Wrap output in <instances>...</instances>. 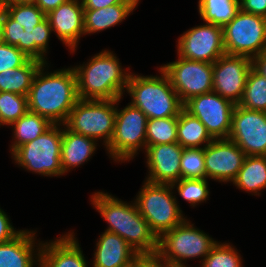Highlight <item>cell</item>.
I'll list each match as a JSON object with an SVG mask.
<instances>
[{
	"instance_id": "obj_11",
	"label": "cell",
	"mask_w": 266,
	"mask_h": 267,
	"mask_svg": "<svg viewBox=\"0 0 266 267\" xmlns=\"http://www.w3.org/2000/svg\"><path fill=\"white\" fill-rule=\"evenodd\" d=\"M184 104L190 98L213 89V63L192 61L177 56L175 61L159 66Z\"/></svg>"
},
{
	"instance_id": "obj_26",
	"label": "cell",
	"mask_w": 266,
	"mask_h": 267,
	"mask_svg": "<svg viewBox=\"0 0 266 267\" xmlns=\"http://www.w3.org/2000/svg\"><path fill=\"white\" fill-rule=\"evenodd\" d=\"M214 138L204 124L184 108L178 115L177 142L183 148H204Z\"/></svg>"
},
{
	"instance_id": "obj_6",
	"label": "cell",
	"mask_w": 266,
	"mask_h": 267,
	"mask_svg": "<svg viewBox=\"0 0 266 267\" xmlns=\"http://www.w3.org/2000/svg\"><path fill=\"white\" fill-rule=\"evenodd\" d=\"M217 243L212 236L186 219L159 238L156 255L170 267H190L187 260L197 258L201 263Z\"/></svg>"
},
{
	"instance_id": "obj_33",
	"label": "cell",
	"mask_w": 266,
	"mask_h": 267,
	"mask_svg": "<svg viewBox=\"0 0 266 267\" xmlns=\"http://www.w3.org/2000/svg\"><path fill=\"white\" fill-rule=\"evenodd\" d=\"M230 242H219L202 260L199 267H244L243 257Z\"/></svg>"
},
{
	"instance_id": "obj_43",
	"label": "cell",
	"mask_w": 266,
	"mask_h": 267,
	"mask_svg": "<svg viewBox=\"0 0 266 267\" xmlns=\"http://www.w3.org/2000/svg\"><path fill=\"white\" fill-rule=\"evenodd\" d=\"M68 0H37L36 5L47 15Z\"/></svg>"
},
{
	"instance_id": "obj_29",
	"label": "cell",
	"mask_w": 266,
	"mask_h": 267,
	"mask_svg": "<svg viewBox=\"0 0 266 267\" xmlns=\"http://www.w3.org/2000/svg\"><path fill=\"white\" fill-rule=\"evenodd\" d=\"M239 11V0H198L200 19L221 27L229 23Z\"/></svg>"
},
{
	"instance_id": "obj_12",
	"label": "cell",
	"mask_w": 266,
	"mask_h": 267,
	"mask_svg": "<svg viewBox=\"0 0 266 267\" xmlns=\"http://www.w3.org/2000/svg\"><path fill=\"white\" fill-rule=\"evenodd\" d=\"M176 42L177 55L187 60L214 63L226 53L222 27L208 22L186 30Z\"/></svg>"
},
{
	"instance_id": "obj_17",
	"label": "cell",
	"mask_w": 266,
	"mask_h": 267,
	"mask_svg": "<svg viewBox=\"0 0 266 267\" xmlns=\"http://www.w3.org/2000/svg\"><path fill=\"white\" fill-rule=\"evenodd\" d=\"M182 151L183 147L178 142L146 147L144 157L148 174L145 180L170 185L180 180Z\"/></svg>"
},
{
	"instance_id": "obj_24",
	"label": "cell",
	"mask_w": 266,
	"mask_h": 267,
	"mask_svg": "<svg viewBox=\"0 0 266 267\" xmlns=\"http://www.w3.org/2000/svg\"><path fill=\"white\" fill-rule=\"evenodd\" d=\"M232 184L251 196L260 197L266 189V156H246Z\"/></svg>"
},
{
	"instance_id": "obj_4",
	"label": "cell",
	"mask_w": 266,
	"mask_h": 267,
	"mask_svg": "<svg viewBox=\"0 0 266 267\" xmlns=\"http://www.w3.org/2000/svg\"><path fill=\"white\" fill-rule=\"evenodd\" d=\"M159 75H142L131 72L125 92L129 102L139 108L148 119L178 117L184 104L171 85L169 77L158 66Z\"/></svg>"
},
{
	"instance_id": "obj_46",
	"label": "cell",
	"mask_w": 266,
	"mask_h": 267,
	"mask_svg": "<svg viewBox=\"0 0 266 267\" xmlns=\"http://www.w3.org/2000/svg\"><path fill=\"white\" fill-rule=\"evenodd\" d=\"M37 0H2V2L17 3V4H35Z\"/></svg>"
},
{
	"instance_id": "obj_19",
	"label": "cell",
	"mask_w": 266,
	"mask_h": 267,
	"mask_svg": "<svg viewBox=\"0 0 266 267\" xmlns=\"http://www.w3.org/2000/svg\"><path fill=\"white\" fill-rule=\"evenodd\" d=\"M74 230L42 242L39 267H88Z\"/></svg>"
},
{
	"instance_id": "obj_27",
	"label": "cell",
	"mask_w": 266,
	"mask_h": 267,
	"mask_svg": "<svg viewBox=\"0 0 266 267\" xmlns=\"http://www.w3.org/2000/svg\"><path fill=\"white\" fill-rule=\"evenodd\" d=\"M52 125L47 118L28 111L9 126L13 135L11 145H9L10 154L23 144L38 138Z\"/></svg>"
},
{
	"instance_id": "obj_14",
	"label": "cell",
	"mask_w": 266,
	"mask_h": 267,
	"mask_svg": "<svg viewBox=\"0 0 266 267\" xmlns=\"http://www.w3.org/2000/svg\"><path fill=\"white\" fill-rule=\"evenodd\" d=\"M229 139L247 156H266V112L236 105Z\"/></svg>"
},
{
	"instance_id": "obj_34",
	"label": "cell",
	"mask_w": 266,
	"mask_h": 267,
	"mask_svg": "<svg viewBox=\"0 0 266 267\" xmlns=\"http://www.w3.org/2000/svg\"><path fill=\"white\" fill-rule=\"evenodd\" d=\"M28 111L27 96L12 92H0V127H9Z\"/></svg>"
},
{
	"instance_id": "obj_21",
	"label": "cell",
	"mask_w": 266,
	"mask_h": 267,
	"mask_svg": "<svg viewBox=\"0 0 266 267\" xmlns=\"http://www.w3.org/2000/svg\"><path fill=\"white\" fill-rule=\"evenodd\" d=\"M92 267H125L140 255L118 234L104 231L96 239Z\"/></svg>"
},
{
	"instance_id": "obj_39",
	"label": "cell",
	"mask_w": 266,
	"mask_h": 267,
	"mask_svg": "<svg viewBox=\"0 0 266 267\" xmlns=\"http://www.w3.org/2000/svg\"><path fill=\"white\" fill-rule=\"evenodd\" d=\"M10 216L0 207V244L10 241L17 236L22 229L14 228Z\"/></svg>"
},
{
	"instance_id": "obj_31",
	"label": "cell",
	"mask_w": 266,
	"mask_h": 267,
	"mask_svg": "<svg viewBox=\"0 0 266 267\" xmlns=\"http://www.w3.org/2000/svg\"><path fill=\"white\" fill-rule=\"evenodd\" d=\"M178 117L147 120L146 147L177 142Z\"/></svg>"
},
{
	"instance_id": "obj_13",
	"label": "cell",
	"mask_w": 266,
	"mask_h": 267,
	"mask_svg": "<svg viewBox=\"0 0 266 267\" xmlns=\"http://www.w3.org/2000/svg\"><path fill=\"white\" fill-rule=\"evenodd\" d=\"M235 106L214 91L194 96L184 103V109L198 118L214 139L229 138Z\"/></svg>"
},
{
	"instance_id": "obj_42",
	"label": "cell",
	"mask_w": 266,
	"mask_h": 267,
	"mask_svg": "<svg viewBox=\"0 0 266 267\" xmlns=\"http://www.w3.org/2000/svg\"><path fill=\"white\" fill-rule=\"evenodd\" d=\"M123 0H81L83 9H101L121 3Z\"/></svg>"
},
{
	"instance_id": "obj_20",
	"label": "cell",
	"mask_w": 266,
	"mask_h": 267,
	"mask_svg": "<svg viewBox=\"0 0 266 267\" xmlns=\"http://www.w3.org/2000/svg\"><path fill=\"white\" fill-rule=\"evenodd\" d=\"M36 233L35 229H22L13 239L1 243L0 267H39L43 241L37 239Z\"/></svg>"
},
{
	"instance_id": "obj_7",
	"label": "cell",
	"mask_w": 266,
	"mask_h": 267,
	"mask_svg": "<svg viewBox=\"0 0 266 267\" xmlns=\"http://www.w3.org/2000/svg\"><path fill=\"white\" fill-rule=\"evenodd\" d=\"M63 125L53 124L33 141L18 147L11 159L21 169L45 177H61V143Z\"/></svg>"
},
{
	"instance_id": "obj_22",
	"label": "cell",
	"mask_w": 266,
	"mask_h": 267,
	"mask_svg": "<svg viewBox=\"0 0 266 267\" xmlns=\"http://www.w3.org/2000/svg\"><path fill=\"white\" fill-rule=\"evenodd\" d=\"M61 143V166L63 174L73 171L92 159L99 143L93 138L83 136L68 130L63 125ZM98 146V147H97Z\"/></svg>"
},
{
	"instance_id": "obj_35",
	"label": "cell",
	"mask_w": 266,
	"mask_h": 267,
	"mask_svg": "<svg viewBox=\"0 0 266 267\" xmlns=\"http://www.w3.org/2000/svg\"><path fill=\"white\" fill-rule=\"evenodd\" d=\"M180 161V179L206 178L204 148H183Z\"/></svg>"
},
{
	"instance_id": "obj_37",
	"label": "cell",
	"mask_w": 266,
	"mask_h": 267,
	"mask_svg": "<svg viewBox=\"0 0 266 267\" xmlns=\"http://www.w3.org/2000/svg\"><path fill=\"white\" fill-rule=\"evenodd\" d=\"M29 59L16 46L0 43V73L22 66Z\"/></svg>"
},
{
	"instance_id": "obj_5",
	"label": "cell",
	"mask_w": 266,
	"mask_h": 267,
	"mask_svg": "<svg viewBox=\"0 0 266 267\" xmlns=\"http://www.w3.org/2000/svg\"><path fill=\"white\" fill-rule=\"evenodd\" d=\"M134 201L158 238L188 218L170 184H154L144 180Z\"/></svg>"
},
{
	"instance_id": "obj_41",
	"label": "cell",
	"mask_w": 266,
	"mask_h": 267,
	"mask_svg": "<svg viewBox=\"0 0 266 267\" xmlns=\"http://www.w3.org/2000/svg\"><path fill=\"white\" fill-rule=\"evenodd\" d=\"M136 267H170L166 262L162 261L157 255L139 256L136 259Z\"/></svg>"
},
{
	"instance_id": "obj_16",
	"label": "cell",
	"mask_w": 266,
	"mask_h": 267,
	"mask_svg": "<svg viewBox=\"0 0 266 267\" xmlns=\"http://www.w3.org/2000/svg\"><path fill=\"white\" fill-rule=\"evenodd\" d=\"M246 154L229 138L214 139L204 147L206 179L232 183Z\"/></svg>"
},
{
	"instance_id": "obj_36",
	"label": "cell",
	"mask_w": 266,
	"mask_h": 267,
	"mask_svg": "<svg viewBox=\"0 0 266 267\" xmlns=\"http://www.w3.org/2000/svg\"><path fill=\"white\" fill-rule=\"evenodd\" d=\"M3 3L6 12L24 29L34 28L46 18V14L36 4Z\"/></svg>"
},
{
	"instance_id": "obj_15",
	"label": "cell",
	"mask_w": 266,
	"mask_h": 267,
	"mask_svg": "<svg viewBox=\"0 0 266 267\" xmlns=\"http://www.w3.org/2000/svg\"><path fill=\"white\" fill-rule=\"evenodd\" d=\"M252 67V58L225 53L213 63L212 91L238 105Z\"/></svg>"
},
{
	"instance_id": "obj_2",
	"label": "cell",
	"mask_w": 266,
	"mask_h": 267,
	"mask_svg": "<svg viewBox=\"0 0 266 267\" xmlns=\"http://www.w3.org/2000/svg\"><path fill=\"white\" fill-rule=\"evenodd\" d=\"M90 195L93 208L108 224L104 231L118 234L140 256L157 254L159 238L139 213L134 200L128 203L101 190Z\"/></svg>"
},
{
	"instance_id": "obj_40",
	"label": "cell",
	"mask_w": 266,
	"mask_h": 267,
	"mask_svg": "<svg viewBox=\"0 0 266 267\" xmlns=\"http://www.w3.org/2000/svg\"><path fill=\"white\" fill-rule=\"evenodd\" d=\"M240 10L266 18V0H239Z\"/></svg>"
},
{
	"instance_id": "obj_32",
	"label": "cell",
	"mask_w": 266,
	"mask_h": 267,
	"mask_svg": "<svg viewBox=\"0 0 266 267\" xmlns=\"http://www.w3.org/2000/svg\"><path fill=\"white\" fill-rule=\"evenodd\" d=\"M174 193H178L190 207L195 208L209 200L210 189L208 179H180L171 184Z\"/></svg>"
},
{
	"instance_id": "obj_47",
	"label": "cell",
	"mask_w": 266,
	"mask_h": 267,
	"mask_svg": "<svg viewBox=\"0 0 266 267\" xmlns=\"http://www.w3.org/2000/svg\"><path fill=\"white\" fill-rule=\"evenodd\" d=\"M125 267H136V260Z\"/></svg>"
},
{
	"instance_id": "obj_30",
	"label": "cell",
	"mask_w": 266,
	"mask_h": 267,
	"mask_svg": "<svg viewBox=\"0 0 266 267\" xmlns=\"http://www.w3.org/2000/svg\"><path fill=\"white\" fill-rule=\"evenodd\" d=\"M239 106L266 112V78L253 67L249 71Z\"/></svg>"
},
{
	"instance_id": "obj_18",
	"label": "cell",
	"mask_w": 266,
	"mask_h": 267,
	"mask_svg": "<svg viewBox=\"0 0 266 267\" xmlns=\"http://www.w3.org/2000/svg\"><path fill=\"white\" fill-rule=\"evenodd\" d=\"M56 37L72 55L84 34V9L81 0H68L46 15Z\"/></svg>"
},
{
	"instance_id": "obj_3",
	"label": "cell",
	"mask_w": 266,
	"mask_h": 267,
	"mask_svg": "<svg viewBox=\"0 0 266 267\" xmlns=\"http://www.w3.org/2000/svg\"><path fill=\"white\" fill-rule=\"evenodd\" d=\"M72 67L76 74L79 99L117 100L126 94L131 66H122L114 51L101 50L82 65Z\"/></svg>"
},
{
	"instance_id": "obj_8",
	"label": "cell",
	"mask_w": 266,
	"mask_h": 267,
	"mask_svg": "<svg viewBox=\"0 0 266 267\" xmlns=\"http://www.w3.org/2000/svg\"><path fill=\"white\" fill-rule=\"evenodd\" d=\"M124 97L117 99L114 134L105 148L110 160L127 163L144 153L146 149L147 116L137 107L128 103L120 109L119 103ZM119 107V108H118Z\"/></svg>"
},
{
	"instance_id": "obj_25",
	"label": "cell",
	"mask_w": 266,
	"mask_h": 267,
	"mask_svg": "<svg viewBox=\"0 0 266 267\" xmlns=\"http://www.w3.org/2000/svg\"><path fill=\"white\" fill-rule=\"evenodd\" d=\"M52 33L50 22L46 17L34 28L24 29L22 40H19L16 47L30 59L49 63L47 54H49V42Z\"/></svg>"
},
{
	"instance_id": "obj_38",
	"label": "cell",
	"mask_w": 266,
	"mask_h": 267,
	"mask_svg": "<svg viewBox=\"0 0 266 267\" xmlns=\"http://www.w3.org/2000/svg\"><path fill=\"white\" fill-rule=\"evenodd\" d=\"M24 27L15 21L7 12L3 21V43L16 46L22 40Z\"/></svg>"
},
{
	"instance_id": "obj_44",
	"label": "cell",
	"mask_w": 266,
	"mask_h": 267,
	"mask_svg": "<svg viewBox=\"0 0 266 267\" xmlns=\"http://www.w3.org/2000/svg\"><path fill=\"white\" fill-rule=\"evenodd\" d=\"M253 68L266 78V49L253 59Z\"/></svg>"
},
{
	"instance_id": "obj_45",
	"label": "cell",
	"mask_w": 266,
	"mask_h": 267,
	"mask_svg": "<svg viewBox=\"0 0 266 267\" xmlns=\"http://www.w3.org/2000/svg\"><path fill=\"white\" fill-rule=\"evenodd\" d=\"M6 14V8L4 6V3L0 1V43L3 42V21Z\"/></svg>"
},
{
	"instance_id": "obj_1",
	"label": "cell",
	"mask_w": 266,
	"mask_h": 267,
	"mask_svg": "<svg viewBox=\"0 0 266 267\" xmlns=\"http://www.w3.org/2000/svg\"><path fill=\"white\" fill-rule=\"evenodd\" d=\"M49 66L43 63L36 72L27 96L28 108L52 124L63 125L79 100L76 74L72 66L53 71Z\"/></svg>"
},
{
	"instance_id": "obj_23",
	"label": "cell",
	"mask_w": 266,
	"mask_h": 267,
	"mask_svg": "<svg viewBox=\"0 0 266 267\" xmlns=\"http://www.w3.org/2000/svg\"><path fill=\"white\" fill-rule=\"evenodd\" d=\"M140 0H123L119 4L101 9H84V34L99 33L120 25L136 10Z\"/></svg>"
},
{
	"instance_id": "obj_9",
	"label": "cell",
	"mask_w": 266,
	"mask_h": 267,
	"mask_svg": "<svg viewBox=\"0 0 266 267\" xmlns=\"http://www.w3.org/2000/svg\"><path fill=\"white\" fill-rule=\"evenodd\" d=\"M117 100L79 99L63 124L68 130L101 142L106 148L114 134Z\"/></svg>"
},
{
	"instance_id": "obj_28",
	"label": "cell",
	"mask_w": 266,
	"mask_h": 267,
	"mask_svg": "<svg viewBox=\"0 0 266 267\" xmlns=\"http://www.w3.org/2000/svg\"><path fill=\"white\" fill-rule=\"evenodd\" d=\"M43 63L28 59L22 66L0 73V92H12L28 96L33 78Z\"/></svg>"
},
{
	"instance_id": "obj_10",
	"label": "cell",
	"mask_w": 266,
	"mask_h": 267,
	"mask_svg": "<svg viewBox=\"0 0 266 267\" xmlns=\"http://www.w3.org/2000/svg\"><path fill=\"white\" fill-rule=\"evenodd\" d=\"M223 29L226 54L254 58L266 49V18L239 11Z\"/></svg>"
}]
</instances>
